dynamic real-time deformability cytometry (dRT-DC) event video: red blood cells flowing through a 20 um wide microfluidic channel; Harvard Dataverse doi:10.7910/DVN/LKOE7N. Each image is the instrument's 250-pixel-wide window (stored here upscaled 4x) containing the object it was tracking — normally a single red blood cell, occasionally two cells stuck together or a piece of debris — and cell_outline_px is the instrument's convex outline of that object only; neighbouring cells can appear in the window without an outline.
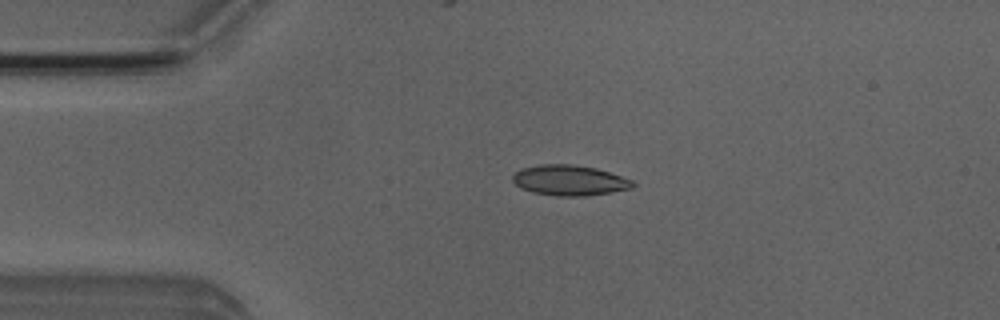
{"species": "Egyptian fruit bat (a non-hibernating species)", "species_latin": "Rousettus aegyptiacus", "temperature_condition": "room temperature", "stored_images_in_passage": 4, "camera_frame_rate_fps": 3000, "um_per_image_px": 0.085, "animal": {"sex": "male"}, "frame": {"image": 1, "passage_image": 3, "time_ms": 2.333, "image_size_px": [1000, 320], "cell_outline_px": [[636, 184], [632, 188], [588, 196], [556, 196], [532, 192], [520, 188], [512, 180], [512, 176], [516, 172], [524, 168], [540, 164], [572, 164], [596, 168], [632, 180]], "centroid_in_image_um": [48.4, 15.33], "position_along_channel_um": 36.6, "area_um2": 21.21}}